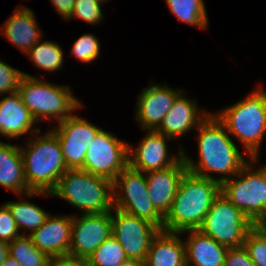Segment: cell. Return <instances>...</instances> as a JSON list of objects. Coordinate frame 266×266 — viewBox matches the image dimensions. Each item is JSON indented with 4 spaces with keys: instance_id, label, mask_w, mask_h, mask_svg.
I'll list each match as a JSON object with an SVG mask.
<instances>
[{
    "instance_id": "cell-1",
    "label": "cell",
    "mask_w": 266,
    "mask_h": 266,
    "mask_svg": "<svg viewBox=\"0 0 266 266\" xmlns=\"http://www.w3.org/2000/svg\"><path fill=\"white\" fill-rule=\"evenodd\" d=\"M197 130L199 162L194 163L195 161L183 152V159L189 172L221 184L235 176L247 163L216 115L210 114ZM209 172L220 173L223 176L214 178Z\"/></svg>"
},
{
    "instance_id": "cell-2",
    "label": "cell",
    "mask_w": 266,
    "mask_h": 266,
    "mask_svg": "<svg viewBox=\"0 0 266 266\" xmlns=\"http://www.w3.org/2000/svg\"><path fill=\"white\" fill-rule=\"evenodd\" d=\"M220 193L221 186L217 181L187 170L179 183L171 209L164 218L163 231L181 234L187 230H199Z\"/></svg>"
},
{
    "instance_id": "cell-3",
    "label": "cell",
    "mask_w": 266,
    "mask_h": 266,
    "mask_svg": "<svg viewBox=\"0 0 266 266\" xmlns=\"http://www.w3.org/2000/svg\"><path fill=\"white\" fill-rule=\"evenodd\" d=\"M35 136L37 139L25 143V150L20 147L26 185L30 191L51 193L68 168L58 137L51 130Z\"/></svg>"
},
{
    "instance_id": "cell-4",
    "label": "cell",
    "mask_w": 266,
    "mask_h": 266,
    "mask_svg": "<svg viewBox=\"0 0 266 266\" xmlns=\"http://www.w3.org/2000/svg\"><path fill=\"white\" fill-rule=\"evenodd\" d=\"M50 195L71 203L83 214H99L113 210V182L81 169H68Z\"/></svg>"
},
{
    "instance_id": "cell-5",
    "label": "cell",
    "mask_w": 266,
    "mask_h": 266,
    "mask_svg": "<svg viewBox=\"0 0 266 266\" xmlns=\"http://www.w3.org/2000/svg\"><path fill=\"white\" fill-rule=\"evenodd\" d=\"M220 112L216 117L228 133L244 144L252 162H256L266 131V91L258 88L242 101Z\"/></svg>"
},
{
    "instance_id": "cell-6",
    "label": "cell",
    "mask_w": 266,
    "mask_h": 266,
    "mask_svg": "<svg viewBox=\"0 0 266 266\" xmlns=\"http://www.w3.org/2000/svg\"><path fill=\"white\" fill-rule=\"evenodd\" d=\"M18 92L23 104L29 109L36 121L57 118L63 121L82 105L68 86L53 85L23 73Z\"/></svg>"
},
{
    "instance_id": "cell-7",
    "label": "cell",
    "mask_w": 266,
    "mask_h": 266,
    "mask_svg": "<svg viewBox=\"0 0 266 266\" xmlns=\"http://www.w3.org/2000/svg\"><path fill=\"white\" fill-rule=\"evenodd\" d=\"M250 162L220 184L221 194L254 225H266V166L253 171Z\"/></svg>"
},
{
    "instance_id": "cell-8",
    "label": "cell",
    "mask_w": 266,
    "mask_h": 266,
    "mask_svg": "<svg viewBox=\"0 0 266 266\" xmlns=\"http://www.w3.org/2000/svg\"><path fill=\"white\" fill-rule=\"evenodd\" d=\"M120 192H124L123 195L118 194ZM113 207L149 221L163 230L164 218L150 200L146 174L129 165L113 181Z\"/></svg>"
},
{
    "instance_id": "cell-9",
    "label": "cell",
    "mask_w": 266,
    "mask_h": 266,
    "mask_svg": "<svg viewBox=\"0 0 266 266\" xmlns=\"http://www.w3.org/2000/svg\"><path fill=\"white\" fill-rule=\"evenodd\" d=\"M253 227L243 212L220 193L199 230L219 244L239 248L243 247L246 235Z\"/></svg>"
},
{
    "instance_id": "cell-10",
    "label": "cell",
    "mask_w": 266,
    "mask_h": 266,
    "mask_svg": "<svg viewBox=\"0 0 266 266\" xmlns=\"http://www.w3.org/2000/svg\"><path fill=\"white\" fill-rule=\"evenodd\" d=\"M129 145L112 133L100 130L88 144L81 170L101 176L112 182L129 165Z\"/></svg>"
},
{
    "instance_id": "cell-11",
    "label": "cell",
    "mask_w": 266,
    "mask_h": 266,
    "mask_svg": "<svg viewBox=\"0 0 266 266\" xmlns=\"http://www.w3.org/2000/svg\"><path fill=\"white\" fill-rule=\"evenodd\" d=\"M111 213L112 235L121 244L128 259L139 260L144 263L152 239L160 229L154 224L113 208Z\"/></svg>"
},
{
    "instance_id": "cell-12",
    "label": "cell",
    "mask_w": 266,
    "mask_h": 266,
    "mask_svg": "<svg viewBox=\"0 0 266 266\" xmlns=\"http://www.w3.org/2000/svg\"><path fill=\"white\" fill-rule=\"evenodd\" d=\"M111 212L73 216L69 255L87 261L112 235Z\"/></svg>"
},
{
    "instance_id": "cell-13",
    "label": "cell",
    "mask_w": 266,
    "mask_h": 266,
    "mask_svg": "<svg viewBox=\"0 0 266 266\" xmlns=\"http://www.w3.org/2000/svg\"><path fill=\"white\" fill-rule=\"evenodd\" d=\"M51 131L58 137L68 169H82L88 144L101 128L76 115L60 121Z\"/></svg>"
},
{
    "instance_id": "cell-14",
    "label": "cell",
    "mask_w": 266,
    "mask_h": 266,
    "mask_svg": "<svg viewBox=\"0 0 266 266\" xmlns=\"http://www.w3.org/2000/svg\"><path fill=\"white\" fill-rule=\"evenodd\" d=\"M147 135L133 150L129 146V166L137 171L147 173L169 168L175 165L183 157V149L180 146V155L168 156L166 140L171 139L156 130H147Z\"/></svg>"
},
{
    "instance_id": "cell-15",
    "label": "cell",
    "mask_w": 266,
    "mask_h": 266,
    "mask_svg": "<svg viewBox=\"0 0 266 266\" xmlns=\"http://www.w3.org/2000/svg\"><path fill=\"white\" fill-rule=\"evenodd\" d=\"M186 171L187 167L182 157L169 168L145 173L150 200L163 218L171 209L179 183Z\"/></svg>"
},
{
    "instance_id": "cell-16",
    "label": "cell",
    "mask_w": 266,
    "mask_h": 266,
    "mask_svg": "<svg viewBox=\"0 0 266 266\" xmlns=\"http://www.w3.org/2000/svg\"><path fill=\"white\" fill-rule=\"evenodd\" d=\"M181 92L183 93V90L174 91L167 85H151L144 88L138 99L136 114V120L140 122L141 128L156 130Z\"/></svg>"
},
{
    "instance_id": "cell-17",
    "label": "cell",
    "mask_w": 266,
    "mask_h": 266,
    "mask_svg": "<svg viewBox=\"0 0 266 266\" xmlns=\"http://www.w3.org/2000/svg\"><path fill=\"white\" fill-rule=\"evenodd\" d=\"M73 216L49 215L44 224L29 236L49 258L69 255Z\"/></svg>"
},
{
    "instance_id": "cell-18",
    "label": "cell",
    "mask_w": 266,
    "mask_h": 266,
    "mask_svg": "<svg viewBox=\"0 0 266 266\" xmlns=\"http://www.w3.org/2000/svg\"><path fill=\"white\" fill-rule=\"evenodd\" d=\"M195 103V100L192 102L180 93L156 131L174 139L198 127L210 114L199 113Z\"/></svg>"
},
{
    "instance_id": "cell-19",
    "label": "cell",
    "mask_w": 266,
    "mask_h": 266,
    "mask_svg": "<svg viewBox=\"0 0 266 266\" xmlns=\"http://www.w3.org/2000/svg\"><path fill=\"white\" fill-rule=\"evenodd\" d=\"M35 122L37 121L23 104L18 91L12 92L0 100V135L16 138L29 131L31 134L34 132L33 135L40 134L39 127L35 131L32 129Z\"/></svg>"
},
{
    "instance_id": "cell-20",
    "label": "cell",
    "mask_w": 266,
    "mask_h": 266,
    "mask_svg": "<svg viewBox=\"0 0 266 266\" xmlns=\"http://www.w3.org/2000/svg\"><path fill=\"white\" fill-rule=\"evenodd\" d=\"M0 185L16 194L47 195L49 192L30 191L27 188L24 176L22 154L19 146L0 141Z\"/></svg>"
},
{
    "instance_id": "cell-21",
    "label": "cell",
    "mask_w": 266,
    "mask_h": 266,
    "mask_svg": "<svg viewBox=\"0 0 266 266\" xmlns=\"http://www.w3.org/2000/svg\"><path fill=\"white\" fill-rule=\"evenodd\" d=\"M179 233L160 230L152 239L143 266H186V246Z\"/></svg>"
},
{
    "instance_id": "cell-22",
    "label": "cell",
    "mask_w": 266,
    "mask_h": 266,
    "mask_svg": "<svg viewBox=\"0 0 266 266\" xmlns=\"http://www.w3.org/2000/svg\"><path fill=\"white\" fill-rule=\"evenodd\" d=\"M185 232H189L185 241L186 266H224L228 247L204 235L200 230H187L181 233Z\"/></svg>"
},
{
    "instance_id": "cell-23",
    "label": "cell",
    "mask_w": 266,
    "mask_h": 266,
    "mask_svg": "<svg viewBox=\"0 0 266 266\" xmlns=\"http://www.w3.org/2000/svg\"><path fill=\"white\" fill-rule=\"evenodd\" d=\"M2 28L4 37L17 46L23 53H27L42 37L37 26L34 13L29 8L16 9Z\"/></svg>"
},
{
    "instance_id": "cell-24",
    "label": "cell",
    "mask_w": 266,
    "mask_h": 266,
    "mask_svg": "<svg viewBox=\"0 0 266 266\" xmlns=\"http://www.w3.org/2000/svg\"><path fill=\"white\" fill-rule=\"evenodd\" d=\"M6 205L12 213L18 229H29L31 231L30 234L40 228L50 215L42 208L28 201H10Z\"/></svg>"
},
{
    "instance_id": "cell-25",
    "label": "cell",
    "mask_w": 266,
    "mask_h": 266,
    "mask_svg": "<svg viewBox=\"0 0 266 266\" xmlns=\"http://www.w3.org/2000/svg\"><path fill=\"white\" fill-rule=\"evenodd\" d=\"M171 13L178 20L199 28H206L208 18L203 0H166Z\"/></svg>"
},
{
    "instance_id": "cell-26",
    "label": "cell",
    "mask_w": 266,
    "mask_h": 266,
    "mask_svg": "<svg viewBox=\"0 0 266 266\" xmlns=\"http://www.w3.org/2000/svg\"><path fill=\"white\" fill-rule=\"evenodd\" d=\"M9 256L16 259L21 266H47L49 260L28 235H20L9 243Z\"/></svg>"
},
{
    "instance_id": "cell-27",
    "label": "cell",
    "mask_w": 266,
    "mask_h": 266,
    "mask_svg": "<svg viewBox=\"0 0 266 266\" xmlns=\"http://www.w3.org/2000/svg\"><path fill=\"white\" fill-rule=\"evenodd\" d=\"M36 67L44 71H56L63 66V51L50 41L37 42L27 53Z\"/></svg>"
},
{
    "instance_id": "cell-28",
    "label": "cell",
    "mask_w": 266,
    "mask_h": 266,
    "mask_svg": "<svg viewBox=\"0 0 266 266\" xmlns=\"http://www.w3.org/2000/svg\"><path fill=\"white\" fill-rule=\"evenodd\" d=\"M128 258L117 239L111 235L88 258V266H118Z\"/></svg>"
},
{
    "instance_id": "cell-29",
    "label": "cell",
    "mask_w": 266,
    "mask_h": 266,
    "mask_svg": "<svg viewBox=\"0 0 266 266\" xmlns=\"http://www.w3.org/2000/svg\"><path fill=\"white\" fill-rule=\"evenodd\" d=\"M243 246L256 266H266V225L254 226L247 233Z\"/></svg>"
},
{
    "instance_id": "cell-30",
    "label": "cell",
    "mask_w": 266,
    "mask_h": 266,
    "mask_svg": "<svg viewBox=\"0 0 266 266\" xmlns=\"http://www.w3.org/2000/svg\"><path fill=\"white\" fill-rule=\"evenodd\" d=\"M99 46V41L94 35L84 34L74 42L71 54L81 62L90 63L98 57Z\"/></svg>"
},
{
    "instance_id": "cell-31",
    "label": "cell",
    "mask_w": 266,
    "mask_h": 266,
    "mask_svg": "<svg viewBox=\"0 0 266 266\" xmlns=\"http://www.w3.org/2000/svg\"><path fill=\"white\" fill-rule=\"evenodd\" d=\"M106 0H75L71 18L77 17L89 24H97L102 20L101 4Z\"/></svg>"
},
{
    "instance_id": "cell-32",
    "label": "cell",
    "mask_w": 266,
    "mask_h": 266,
    "mask_svg": "<svg viewBox=\"0 0 266 266\" xmlns=\"http://www.w3.org/2000/svg\"><path fill=\"white\" fill-rule=\"evenodd\" d=\"M23 72L0 60V95L18 91Z\"/></svg>"
},
{
    "instance_id": "cell-33",
    "label": "cell",
    "mask_w": 266,
    "mask_h": 266,
    "mask_svg": "<svg viewBox=\"0 0 266 266\" xmlns=\"http://www.w3.org/2000/svg\"><path fill=\"white\" fill-rule=\"evenodd\" d=\"M18 226L12 216V213L6 204L0 207V241L12 242L19 237Z\"/></svg>"
},
{
    "instance_id": "cell-34",
    "label": "cell",
    "mask_w": 266,
    "mask_h": 266,
    "mask_svg": "<svg viewBox=\"0 0 266 266\" xmlns=\"http://www.w3.org/2000/svg\"><path fill=\"white\" fill-rule=\"evenodd\" d=\"M224 266H256L243 247L229 248L226 252Z\"/></svg>"
},
{
    "instance_id": "cell-35",
    "label": "cell",
    "mask_w": 266,
    "mask_h": 266,
    "mask_svg": "<svg viewBox=\"0 0 266 266\" xmlns=\"http://www.w3.org/2000/svg\"><path fill=\"white\" fill-rule=\"evenodd\" d=\"M47 266H88L87 261L70 255L50 257Z\"/></svg>"
},
{
    "instance_id": "cell-36",
    "label": "cell",
    "mask_w": 266,
    "mask_h": 266,
    "mask_svg": "<svg viewBox=\"0 0 266 266\" xmlns=\"http://www.w3.org/2000/svg\"><path fill=\"white\" fill-rule=\"evenodd\" d=\"M51 2L63 18L70 20L75 0H51Z\"/></svg>"
},
{
    "instance_id": "cell-37",
    "label": "cell",
    "mask_w": 266,
    "mask_h": 266,
    "mask_svg": "<svg viewBox=\"0 0 266 266\" xmlns=\"http://www.w3.org/2000/svg\"><path fill=\"white\" fill-rule=\"evenodd\" d=\"M9 256V243L0 241V266Z\"/></svg>"
},
{
    "instance_id": "cell-38",
    "label": "cell",
    "mask_w": 266,
    "mask_h": 266,
    "mask_svg": "<svg viewBox=\"0 0 266 266\" xmlns=\"http://www.w3.org/2000/svg\"><path fill=\"white\" fill-rule=\"evenodd\" d=\"M118 266H143V262L134 259H127Z\"/></svg>"
},
{
    "instance_id": "cell-39",
    "label": "cell",
    "mask_w": 266,
    "mask_h": 266,
    "mask_svg": "<svg viewBox=\"0 0 266 266\" xmlns=\"http://www.w3.org/2000/svg\"><path fill=\"white\" fill-rule=\"evenodd\" d=\"M1 266H21V264L11 256H8Z\"/></svg>"
}]
</instances>
